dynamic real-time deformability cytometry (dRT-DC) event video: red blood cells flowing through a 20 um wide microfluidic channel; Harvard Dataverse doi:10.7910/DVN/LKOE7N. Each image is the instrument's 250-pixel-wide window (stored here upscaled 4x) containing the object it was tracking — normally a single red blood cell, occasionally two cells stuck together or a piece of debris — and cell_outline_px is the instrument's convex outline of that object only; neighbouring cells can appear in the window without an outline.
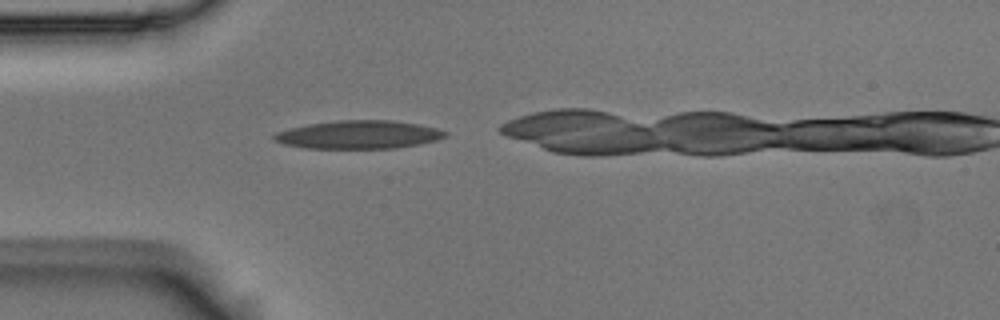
{"species": "Egyptian fruit bat (a non-hibernating species)", "species_latin": "Rousettus aegyptiacus", "temperature_condition": "room temperature", "stored_images_in_passage": 1, "camera_frame_rate_fps": 3000, "um_per_image_px": 0.085, "animal": {"sex": "male"}, "frame": {"image": 1, "passage_image": 1, "time_ms": 0.0, "image_size_px": [1000, 320], "cell_outline_px": [[448, 136], [436, 140], [420, 144], [396, 148], [304, 148], [284, 144], [272, 140], [272, 136], [276, 132], [288, 128], [308, 124], [340, 120], [392, 120], [416, 124], [436, 128], [448, 132]], "centroid_in_image_um": [30.47, 11.45], "position_along_channel_um": 54.5, "area_um2": 28.21}}